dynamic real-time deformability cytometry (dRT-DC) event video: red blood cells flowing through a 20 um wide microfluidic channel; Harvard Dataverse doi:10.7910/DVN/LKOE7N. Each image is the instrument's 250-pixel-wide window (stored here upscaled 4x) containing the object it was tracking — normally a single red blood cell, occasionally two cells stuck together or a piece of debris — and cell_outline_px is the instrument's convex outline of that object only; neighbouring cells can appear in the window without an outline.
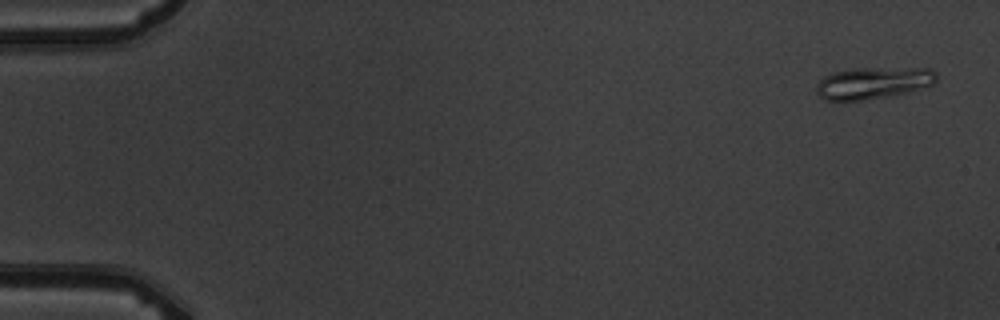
{"species": "common noctule bat (a hibernating species)", "species_latin": "Nyctalus noctula", "temperature_condition": "warm", "stored_images_in_passage": 5, "camera_frame_rate_fps": 3000, "um_per_image_px": 0.085, "animal": {"sex": "male", "body_mass_g": 19.5, "forearm_length_mm": 54.6}, "frame": {"image": 1, "passage_image": 1, "time_ms": 0.0, "image_size_px": [1000, 320], "cell_outline_px": [[936, 84], [896, 96], [864, 100], [824, 100], [816, 92], [816, 84], [824, 76], [832, 72], [856, 68], [932, 68], [936, 72]], "centroid_in_image_um": [74.26, 7.05], "position_along_channel_um": 10.7, "area_um2": 22.72}}
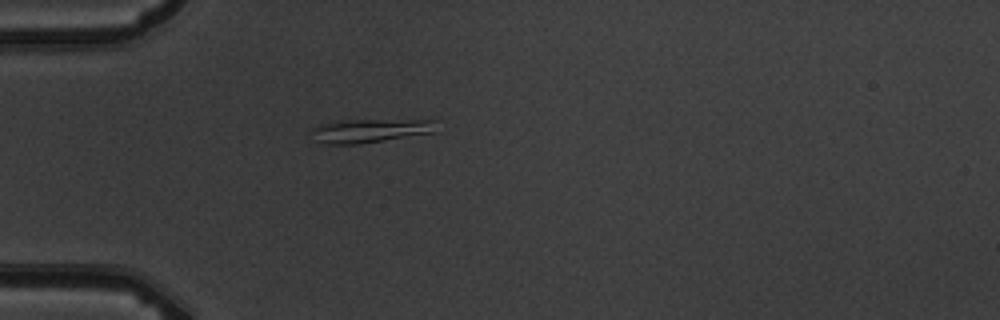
{"frame": {"image": 2, "passage_image": 5, "time_ms": 4.667, "image_size_px": [1000, 320], "cell_outline_px": [[436, 120], [432, 132], [384, 140], [356, 144], [324, 144], [316, 140], [312, 128], [320, 124], [344, 120]], "centroid_in_image_um": [31.4, 11.1], "position_along_channel_um": 53.6, "area_um2": 16.7}}